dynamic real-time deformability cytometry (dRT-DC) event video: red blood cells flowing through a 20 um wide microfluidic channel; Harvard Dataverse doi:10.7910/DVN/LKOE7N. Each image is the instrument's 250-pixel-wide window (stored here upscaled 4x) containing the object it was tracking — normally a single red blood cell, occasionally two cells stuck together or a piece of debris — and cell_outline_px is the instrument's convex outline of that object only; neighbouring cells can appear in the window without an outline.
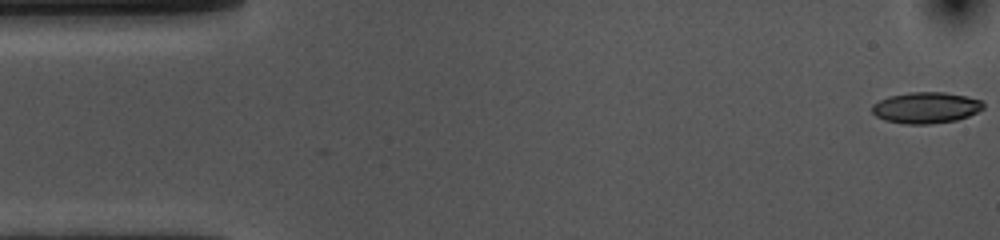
{"species": "common noctule bat (a hibernating species)", "species_latin": "Nyctalus noctula", "temperature_condition": "cold", "stored_images_in_passage": 55, "camera_frame_rate_fps": 3000, "um_per_image_px": 0.085, "animal": {"sex": "female", "body_mass_g": 10.0, "forearm_length_mm": 53.1}, "frame": {"image": 1, "passage_image": 1, "time_ms": 0.0, "image_size_px": [1000, 240], "cell_outline_px": [[984, 108], [968, 116], [956, 120], [928, 124], [904, 124], [884, 120], [876, 116], [872, 112], [872, 104], [888, 96], [912, 92], [944, 92], [964, 96], [980, 100], [984, 104]], "centroid_in_image_um": [78.67, 9.16], "position_along_channel_um": 6.3, "area_um2": 20.11}}
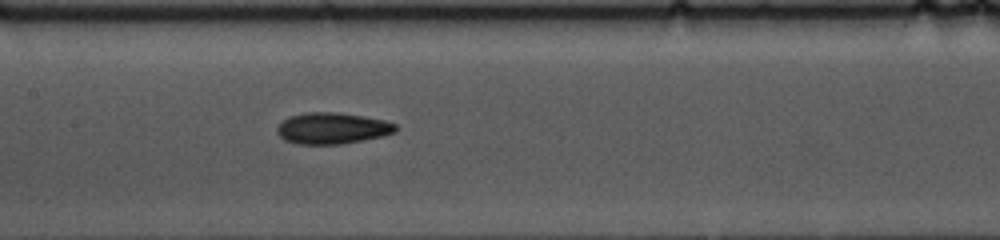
{"frame": {"image": 2, "passage_image": 25, "time_ms": 8.0, "image_size_px": [1000, 240], "cell_outline_px": [[396, 132], [384, 136], [364, 140], [340, 144], [300, 144], [284, 140], [276, 132], [276, 128], [288, 116], [308, 112], [336, 112], [364, 116], [384, 120], [396, 124]], "centroid_in_image_um": [28.25, 10.9], "position_along_channel_um": 179.2, "area_um2": 21.68}}
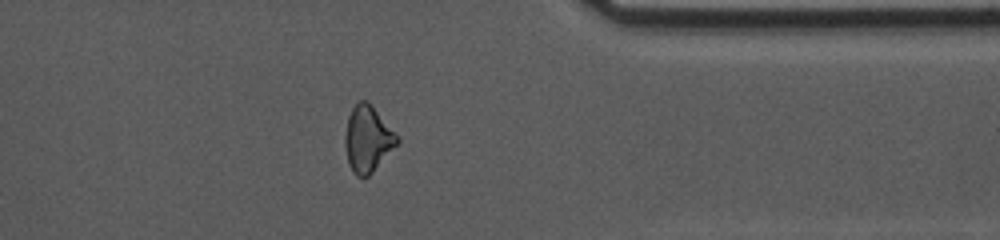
{"frame": {"image": 3, "passage_image": 43, "time_ms": 14.0, "image_size_px": [1000, 240], "cell_outline_px": [[400, 140], [372, 172], [368, 176], [356, 176], [352, 172], [348, 164], [344, 144], [344, 136], [348, 116], [352, 108], [360, 100], [368, 100], [372, 104]], "centroid_in_image_um": [31.21, 11.8], "position_along_channel_um": 380.2, "area_um2": 19.88}, "authors_computed_cell_mechanics": {"area_um2": 20.808, "velocity_mm_per_s": 3.5907, "shape_relaxation_time_tau1_ms": 4.4188, "shape_relaxation_time_tau2_ms": 6.3088, "deformation_change_tau1": 0.1157, "deformation_change_tau2": 0.1419}}